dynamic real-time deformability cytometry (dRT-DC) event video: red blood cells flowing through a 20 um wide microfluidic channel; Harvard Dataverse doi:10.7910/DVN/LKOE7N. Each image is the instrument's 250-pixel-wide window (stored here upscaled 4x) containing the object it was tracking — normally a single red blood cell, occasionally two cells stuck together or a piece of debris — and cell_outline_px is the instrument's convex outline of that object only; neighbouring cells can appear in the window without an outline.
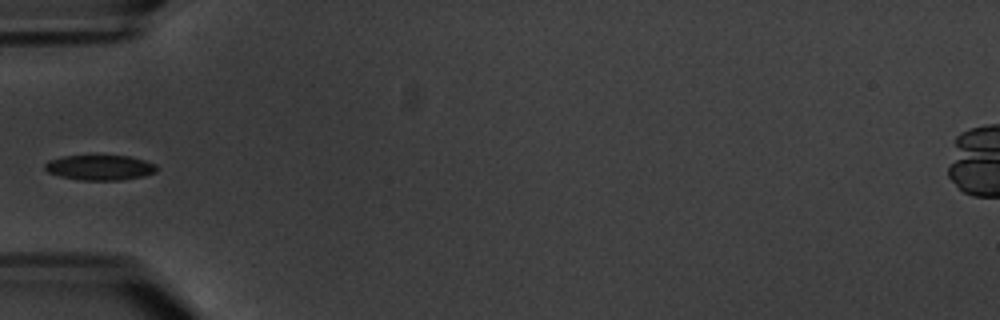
{"species": "common noctule bat (a hibernating species)", "species_latin": "Nyctalus noctula", "temperature_condition": "warm", "stored_images_in_passage": 6, "camera_frame_rate_fps": 3000, "um_per_image_px": 0.085, "animal": {"sex": "male", "body_mass_g": 20.1, "forearm_length_mm": 53.5}, "frame": {"image": 1, "passage_image": 6, "time_ms": 6.667, "image_size_px": [1000, 320], "cell_outline_px": [[156, 172], [144, 176], [120, 180], [80, 180], [60, 176], [48, 172], [44, 168], [44, 164], [48, 160], [64, 156], [128, 156], [144, 160], [156, 164]], "centroid_in_image_um": [8.48, 14.24], "position_along_channel_um": 76.5, "area_um2": 16.3}}